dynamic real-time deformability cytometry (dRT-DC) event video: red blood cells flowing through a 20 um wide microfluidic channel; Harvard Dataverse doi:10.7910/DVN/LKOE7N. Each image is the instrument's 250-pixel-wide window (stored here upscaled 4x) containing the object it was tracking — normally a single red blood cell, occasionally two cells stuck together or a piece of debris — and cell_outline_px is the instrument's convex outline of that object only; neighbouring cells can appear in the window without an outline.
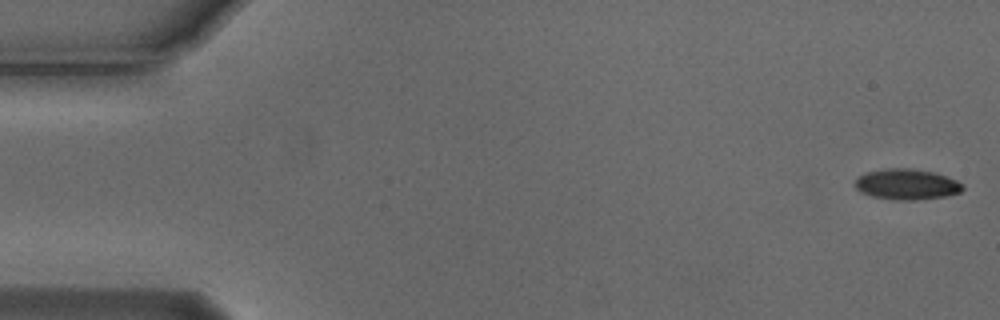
{"species": "Egyptian fruit bat (a non-hibernating species)", "species_latin": "Rousettus aegyptiacus", "temperature_condition": "cold", "stored_images_in_passage": 4, "camera_frame_rate_fps": 3000, "um_per_image_px": 0.085, "animal": {"sex": "male"}, "frame": {"image": 1, "passage_image": 1, "time_ms": 0.0, "image_size_px": [1000, 320], "cell_outline_px": [[964, 188], [960, 192], [944, 196], [916, 200], [896, 200], [872, 196], [860, 192], [856, 188], [856, 180], [864, 172], [884, 168], [912, 168], [932, 172], [956, 180], [964, 184]], "centroid_in_image_um": [77.06, 15.66], "position_along_channel_um": 7.9, "area_um2": 19.19}}